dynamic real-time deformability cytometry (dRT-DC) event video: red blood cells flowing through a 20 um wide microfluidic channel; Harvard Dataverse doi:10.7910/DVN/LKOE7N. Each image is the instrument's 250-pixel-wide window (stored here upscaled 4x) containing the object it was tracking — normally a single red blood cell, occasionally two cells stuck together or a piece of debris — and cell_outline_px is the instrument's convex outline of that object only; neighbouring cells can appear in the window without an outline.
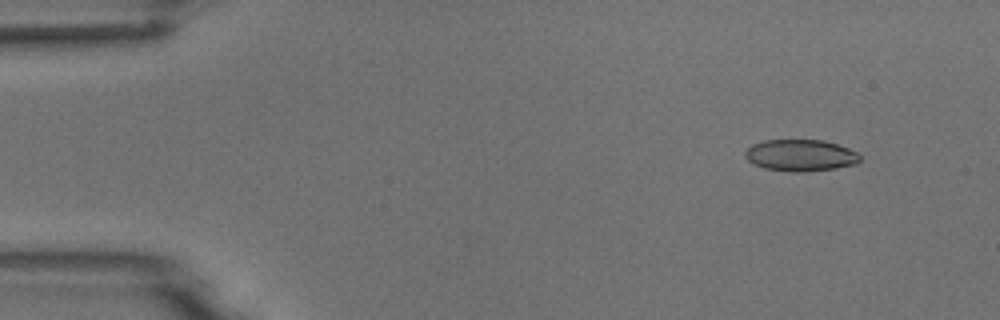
{"species": "common noctule bat (a hibernating species)", "species_latin": "Nyctalus noctula", "temperature_condition": "room temperature", "stored_images_in_passage": 6, "camera_frame_rate_fps": 3000, "um_per_image_px": 0.085, "animal": {"sex": "male", "body_mass_g": 18.8}, "frame": {"image": 1, "passage_image": 2, "time_ms": 1.0, "image_size_px": [1000, 320], "cell_outline_px": [[860, 160], [856, 164], [836, 168], [804, 172], [796, 172], [764, 168], [752, 164], [744, 156], [744, 152], [752, 144], [764, 140], [824, 140], [848, 148], [856, 152], [860, 156]], "centroid_in_image_um": [68.02, 13.2], "position_along_channel_um": 17.0, "area_um2": 21.21}}
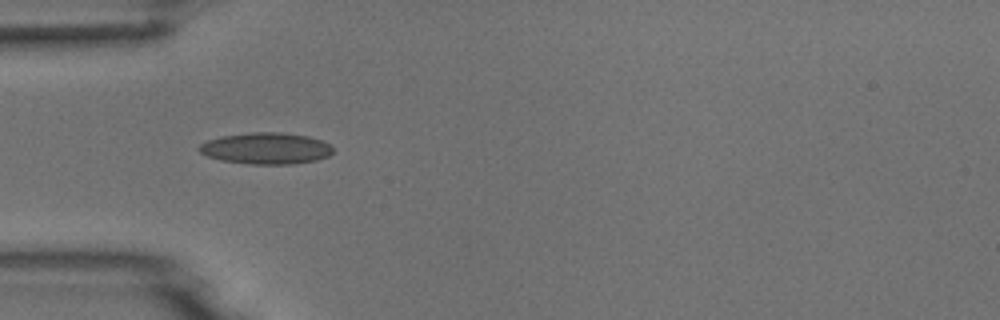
{"frame": {"image": 2, "passage_image": 5, "time_ms": 4.667, "image_size_px": [1000, 320], "cell_outline_px": [[332, 152], [328, 156], [316, 160], [292, 164], [248, 164], [220, 160], [208, 156], [200, 152], [196, 148], [200, 144], [208, 140], [220, 136], [252, 132], [280, 132], [308, 136], [320, 140], [328, 144], [332, 148]], "centroid_in_image_um": [22.57, 12.61], "position_along_channel_um": 62.4, "area_um2": 24.51}}